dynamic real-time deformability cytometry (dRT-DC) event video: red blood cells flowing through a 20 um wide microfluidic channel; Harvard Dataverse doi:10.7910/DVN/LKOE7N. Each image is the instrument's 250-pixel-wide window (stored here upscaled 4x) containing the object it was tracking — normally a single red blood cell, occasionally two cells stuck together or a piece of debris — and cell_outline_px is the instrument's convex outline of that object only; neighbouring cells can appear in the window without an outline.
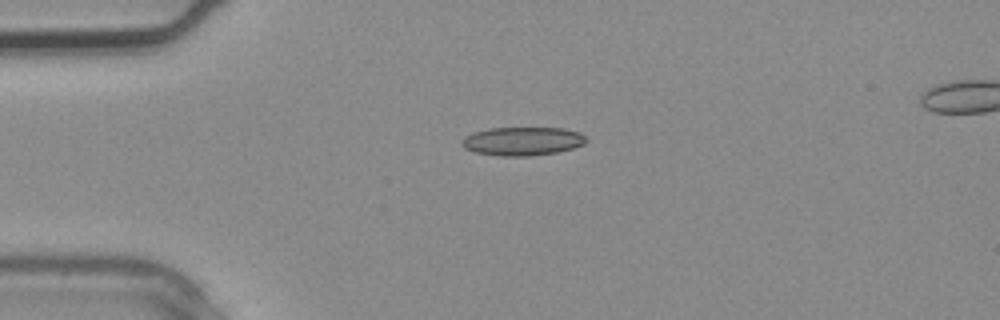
{"species": "common noctule bat (a hibernating species)", "species_latin": "Nyctalus noctula", "temperature_condition": "warm", "stored_images_in_passage": 3, "camera_frame_rate_fps": 3000, "um_per_image_px": 0.085, "animal": {"sex": "male", "body_mass_g": 20.4}, "frame": {"image": 1, "passage_image": 3, "time_ms": 0.667, "image_size_px": [1000, 320], "cell_outline_px": [[588, 140], [584, 144], [572, 148], [556, 152], [528, 156], [500, 156], [476, 152], [464, 148], [460, 144], [460, 140], [464, 136], [472, 132], [488, 128], [564, 128], [580, 132]], "centroid_in_image_um": [44.37, 11.99], "position_along_channel_um": 40.6, "area_um2": 20.81}}